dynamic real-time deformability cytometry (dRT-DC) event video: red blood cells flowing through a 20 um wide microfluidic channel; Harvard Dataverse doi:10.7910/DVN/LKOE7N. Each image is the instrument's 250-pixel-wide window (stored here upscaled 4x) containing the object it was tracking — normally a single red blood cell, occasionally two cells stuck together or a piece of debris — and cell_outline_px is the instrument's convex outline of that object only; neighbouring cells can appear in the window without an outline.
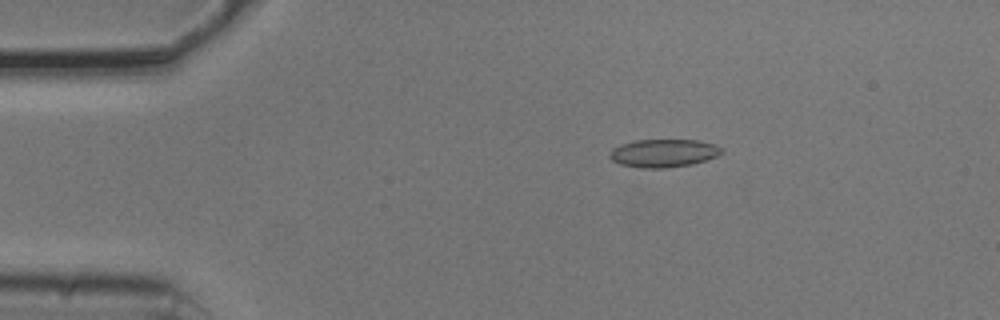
{"species": "common noctule bat (a hibernating species)", "species_latin": "Nyctalus noctula", "temperature_condition": "cold", "stored_images_in_passage": 15, "camera_frame_rate_fps": 3000, "um_per_image_px": 0.085, "animal": {"sex": "male", "body_mass_g": 20.5, "forearm_length_mm": 52.5}, "frame": {"image": 1, "passage_image": 10, "time_ms": 3.0, "image_size_px": [1000, 320], "cell_outline_px": [[724, 152], [708, 160], [692, 164], [668, 168], [640, 168], [620, 164], [612, 160], [608, 156], [612, 148], [620, 144], [636, 140], [696, 140], [716, 144], [724, 148]], "centroid_in_image_um": [56.42, 13.02], "position_along_channel_um": 28.6, "area_um2": 18.55}}